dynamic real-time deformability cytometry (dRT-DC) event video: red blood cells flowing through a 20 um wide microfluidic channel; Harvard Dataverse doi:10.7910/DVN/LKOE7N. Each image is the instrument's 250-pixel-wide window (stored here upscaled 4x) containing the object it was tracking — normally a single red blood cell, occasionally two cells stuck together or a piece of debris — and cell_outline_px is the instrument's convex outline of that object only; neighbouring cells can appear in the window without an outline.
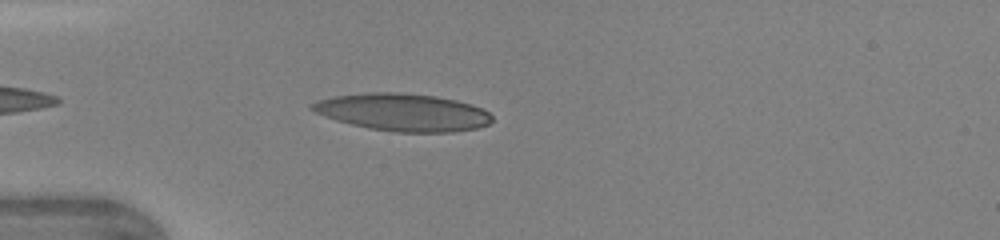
{"species": "human", "species_latin": "Homo sapiens", "temperature_condition": "warm", "stored_images_in_passage": 34, "camera_frame_rate_fps": 3000, "um_per_image_px": 0.085, "donor": {"sex": "female"}, "frame": {"image": 1, "passage_image": 3, "time_ms": 0.667, "image_size_px": [1000, 240], "cell_outline_px": [[492, 120], [488, 124], [476, 128], [452, 132], [396, 132], [368, 128], [336, 120], [324, 116], [308, 108], [316, 100], [336, 96], [368, 92], [400, 92], [436, 96], [456, 100], [472, 104], [488, 112], [492, 116]], "centroid_in_image_um": [34.23, 9.54], "position_along_channel_um": 50.8, "area_um2": 39.19}}
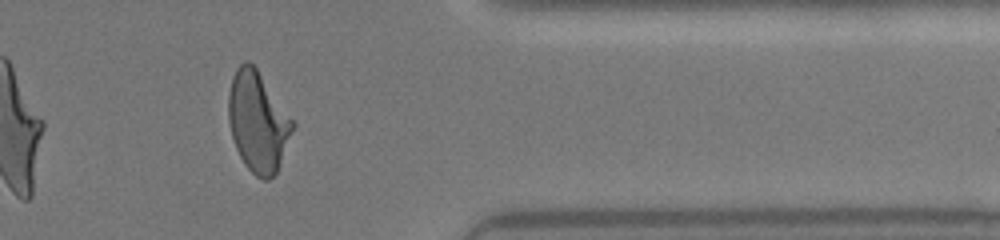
{"frame": {"image": 2, "passage_image": 27, "time_ms": 8.667, "image_size_px": [1000, 240], "cell_outline_px": [[296, 124], [276, 172], [268, 180], [264, 180], [256, 176], [244, 164], [236, 148], [232, 136], [228, 120], [228, 92], [232, 76], [236, 68], [244, 60], [248, 60], [256, 68]], "centroid_in_image_um": [21.9, 10.33], "position_along_channel_um": 389.5, "area_um2": 37.22}}
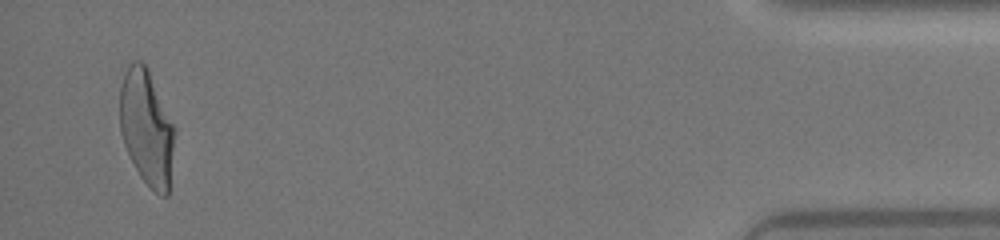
{"frame": {"image": 3, "passage_image": 33, "time_ms": 10.667, "image_size_px": [1000, 240], "cell_outline_px": [[172, 148], [168, 196], [160, 196], [140, 176], [124, 144], [120, 132], [120, 88], [124, 72], [128, 64], [132, 60], [140, 60], [148, 68], [172, 124]], "centroid_in_image_um": [12.41, 10.79], "position_along_channel_um": 422.8, "area_um2": 35.78}}